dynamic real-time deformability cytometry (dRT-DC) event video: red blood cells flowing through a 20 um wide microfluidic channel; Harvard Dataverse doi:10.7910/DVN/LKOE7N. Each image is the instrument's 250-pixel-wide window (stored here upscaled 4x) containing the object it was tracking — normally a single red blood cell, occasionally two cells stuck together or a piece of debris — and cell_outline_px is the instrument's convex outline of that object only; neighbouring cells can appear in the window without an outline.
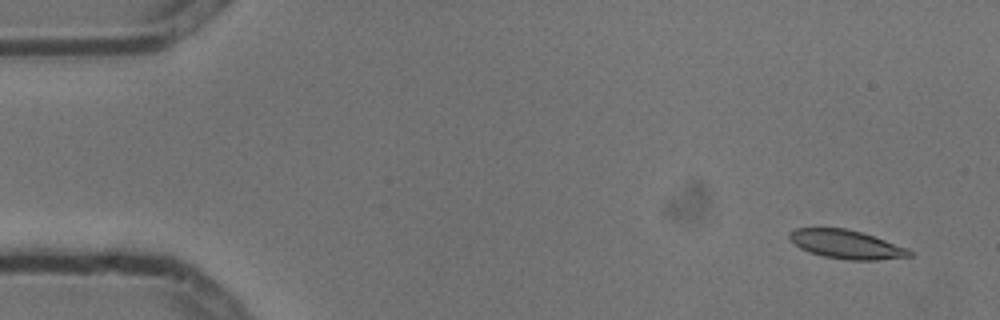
{"species": "common noctule bat (a hibernating species)", "species_latin": "Nyctalus noctula", "temperature_condition": "cold", "stored_images_in_passage": 4, "camera_frame_rate_fps": 3000, "um_per_image_px": 0.085, "animal": {"sex": "male", "body_mass_g": 13.3}, "frame": {"image": 1, "passage_image": 1, "time_ms": 0.0, "image_size_px": [1000, 320], "cell_outline_px": [[916, 252], [912, 256], [876, 260], [844, 260], [824, 256], [808, 252], [800, 248], [788, 236], [788, 232], [796, 228], [844, 228], [860, 232], [908, 248]], "centroid_in_image_um": [71.95, 20.78], "position_along_channel_um": 13.0, "area_um2": 20.0}}